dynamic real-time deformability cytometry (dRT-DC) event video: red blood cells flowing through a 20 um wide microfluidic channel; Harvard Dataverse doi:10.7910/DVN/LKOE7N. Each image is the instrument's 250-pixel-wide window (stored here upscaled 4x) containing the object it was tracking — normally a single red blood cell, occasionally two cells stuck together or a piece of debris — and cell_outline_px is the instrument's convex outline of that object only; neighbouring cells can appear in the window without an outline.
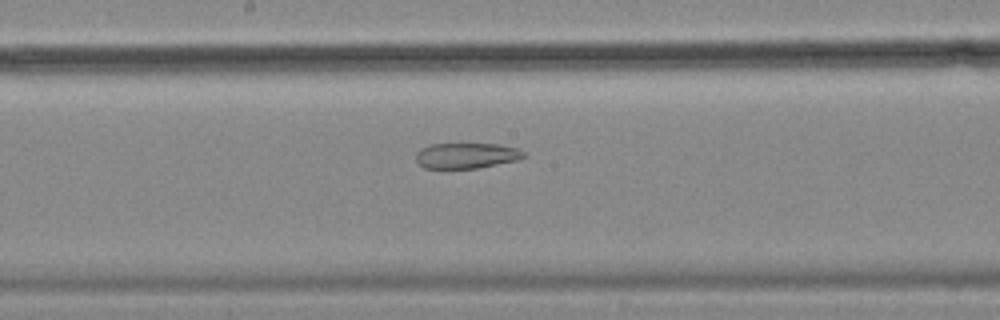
{"species": "common noctule bat (a hibernating species)", "species_latin": "Nyctalus noctula", "temperature_condition": "cold", "stored_images_in_passage": 57, "segment_of_instrument_passage": [2, 2], "camera_frame_rate_fps": 3000, "um_per_image_px": 0.085, "animal": {"sex": "female", "body_mass_g": 18.4}, "frame": {"image": 1, "passage_image": 30, "time_ms": 9.667, "image_size_px": [1000, 320], "cell_outline_px": [[528, 156], [516, 160], [476, 168], [424, 168], [416, 160], [416, 152], [420, 148], [428, 144], [500, 144], [516, 148], [524, 152]], "centroid_in_image_um": [39.63, 13.21], "position_along_channel_um": 208.6, "area_um2": 16.01}}
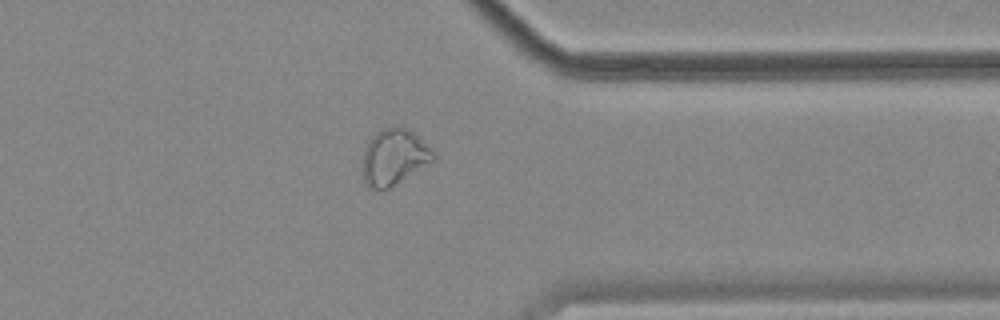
{"frame": {"image": 2, "passage_image": 45, "time_ms": 14.667, "image_size_px": [1000, 320], "cell_outline_px": [[436, 160], [432, 164], [388, 188], [368, 188], [364, 180], [364, 148], [368, 140], [376, 132], [384, 128], [396, 124], [400, 124], [408, 128], [436, 152]], "centroid_in_image_um": [33.56, 13.31], "position_along_channel_um": 377.8, "area_um2": 23.47}}
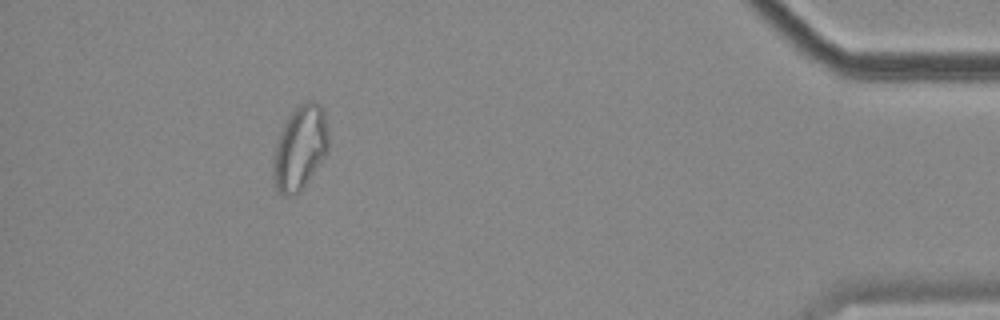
{"frame": {"image": 3, "passage_image": 52, "time_ms": 17.0, "image_size_px": [1000, 320], "cell_outline_px": [[328, 152], [300, 192], [296, 196], [284, 196], [276, 192], [272, 168], [272, 164], [276, 144], [284, 120], [300, 104], [308, 100], [312, 100], [320, 104], [324, 108], [328, 132]], "centroid_in_image_um": [25.5, 12.58], "position_along_channel_um": 409.7, "area_um2": 27.57}}